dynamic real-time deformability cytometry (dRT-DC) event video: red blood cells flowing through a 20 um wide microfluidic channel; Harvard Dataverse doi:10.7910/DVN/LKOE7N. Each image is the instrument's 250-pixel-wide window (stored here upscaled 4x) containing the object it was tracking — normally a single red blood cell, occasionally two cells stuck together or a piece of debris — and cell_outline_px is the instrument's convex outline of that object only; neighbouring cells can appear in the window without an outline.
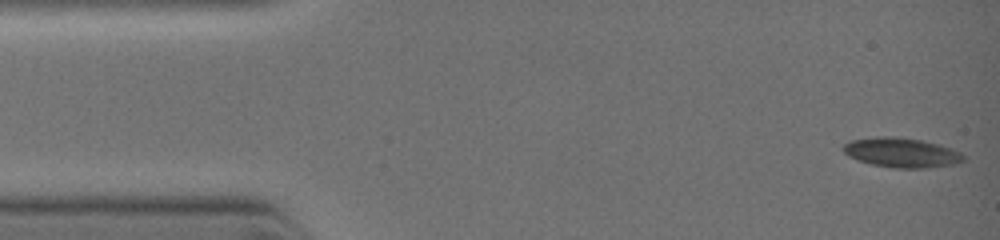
{"species": "common noctule bat (a hibernating species)", "species_latin": "Nyctalus noctula", "temperature_condition": "warm", "stored_images_in_passage": 7, "segment_of_instrument_passage": [1, 2], "camera_frame_rate_fps": 3000, "um_per_image_px": 0.085, "animal": {"sex": "female", "body_mass_g": 19.0, "forearm_length_mm": 51.5}, "frame": {"image": 1, "passage_image": 1, "time_ms": 0.0, "image_size_px": [1000, 240], "cell_outline_px": [[964, 160], [952, 164], [928, 168], [896, 168], [872, 164], [856, 160], [848, 156], [844, 152], [844, 144], [852, 140], [880, 136], [892, 136], [920, 140], [940, 144], [952, 148], [960, 152], [964, 156]], "centroid_in_image_um": [76.63, 12.97], "position_along_channel_um": 8.4, "area_um2": 20.63}}